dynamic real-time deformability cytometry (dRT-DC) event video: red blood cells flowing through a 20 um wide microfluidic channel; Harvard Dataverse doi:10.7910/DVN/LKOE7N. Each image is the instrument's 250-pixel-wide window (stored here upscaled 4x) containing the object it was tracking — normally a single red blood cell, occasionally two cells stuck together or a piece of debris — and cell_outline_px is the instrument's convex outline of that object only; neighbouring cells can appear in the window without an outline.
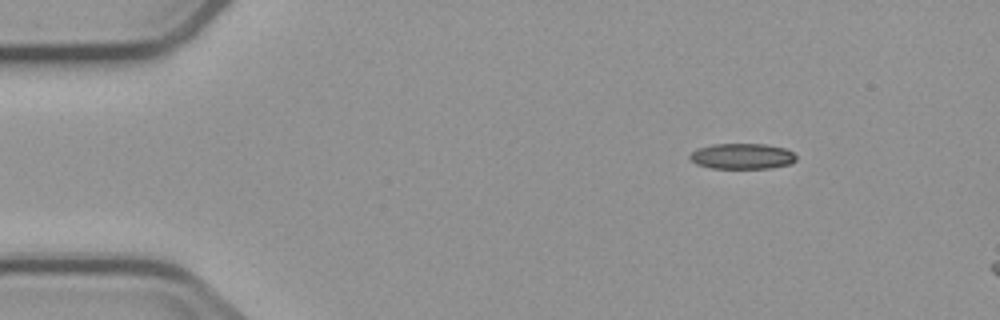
{"species": "common noctule bat (a hibernating species)", "species_latin": "Nyctalus noctula", "temperature_condition": "cold", "stored_images_in_passage": 4, "camera_frame_rate_fps": 3000, "um_per_image_px": 0.085, "animal": {"sex": "male", "body_mass_g": 23.1, "forearm_length_mm": 52.7}, "frame": {"image": 1, "passage_image": 1, "time_ms": 0.0, "image_size_px": [1000, 320], "cell_outline_px": [[796, 160], [792, 164], [772, 168], [712, 168], [696, 164], [688, 156], [696, 148], [712, 144], [768, 144], [784, 148], [792, 152], [796, 156]], "centroid_in_image_um": [63.09, 13.28], "position_along_channel_um": 21.9, "area_um2": 16.01}}